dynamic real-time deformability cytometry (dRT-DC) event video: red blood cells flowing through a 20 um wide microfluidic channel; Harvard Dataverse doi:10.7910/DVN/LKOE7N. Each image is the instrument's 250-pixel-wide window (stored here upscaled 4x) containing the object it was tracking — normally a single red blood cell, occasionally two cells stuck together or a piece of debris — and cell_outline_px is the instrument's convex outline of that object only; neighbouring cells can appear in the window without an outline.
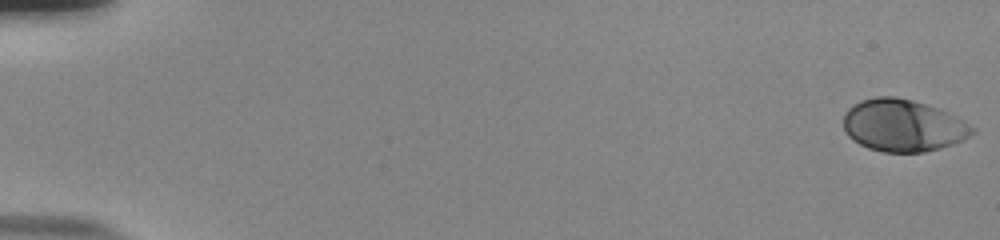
{"species": "human", "species_latin": "Homo sapiens", "temperature_condition": "room temperature", "stored_images_in_passage": 55, "camera_frame_rate_fps": 3000, "um_per_image_px": 0.085, "donor": {"sex": "male"}, "frame": {"image": 1, "passage_image": 1, "time_ms": 0.0, "image_size_px": [1000, 240], "cell_outline_px": [[976, 132], [964, 140], [940, 148], [924, 152], [884, 152], [868, 148], [852, 140], [848, 136], [844, 128], [844, 112], [852, 104], [860, 100], [876, 96], [896, 96], [912, 100], [948, 112], [964, 120], [976, 128]], "centroid_in_image_um": [76.76, 10.66], "position_along_channel_um": 8.2, "area_um2": 39.42}}
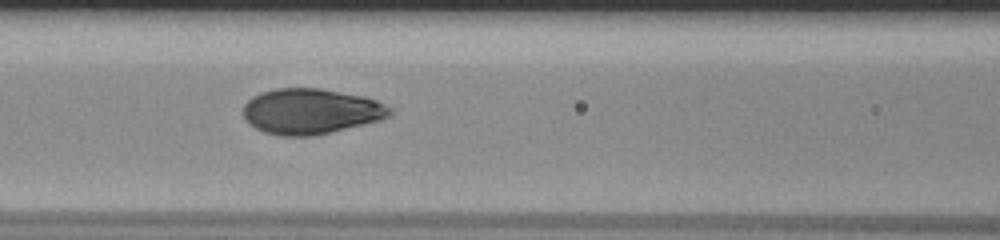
{"frame": {"image": 2, "passage_image": 26, "time_ms": 8.333, "image_size_px": [1000, 240], "cell_outline_px": [[392, 112], [388, 116], [380, 120], [312, 136], [280, 136], [264, 132], [256, 128], [244, 116], [244, 104], [252, 96], [260, 92], [276, 88], [320, 88], [364, 96], [376, 100], [392, 108]], "centroid_in_image_um": [26.41, 9.45], "position_along_channel_um": 140.2, "area_um2": 38.67}}
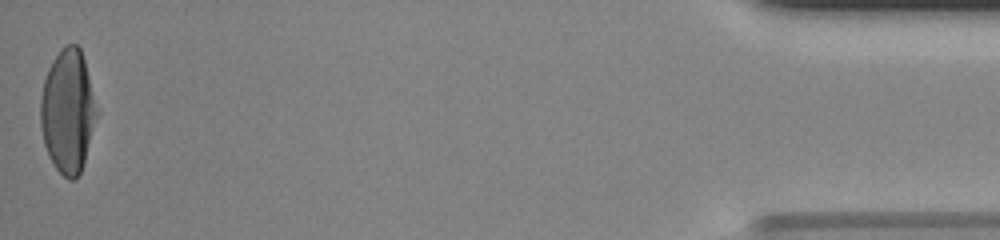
{"frame": {"image": 3, "passage_image": 55, "time_ms": 18.0, "image_size_px": [1000, 240], "cell_outline_px": [[100, 112], [84, 164], [80, 172], [72, 180], [68, 180], [56, 168], [48, 156], [44, 144], [40, 124], [40, 100], [44, 80], [48, 68], [52, 60], [60, 48], [68, 44], [76, 44], [80, 48], [84, 60]], "centroid_in_image_um": [5.79, 9.45], "position_along_channel_um": 429.4, "area_um2": 41.1}, "authors_computed_cell_mechanics": {"area_um2": 39.1884, "velocity_mm_per_s": 3.8466, "shape_relaxation_time_tau1_ms": 4.2008, "shape_relaxation_time_tau2_ms": null, "deformation_change_tau1": 0.1982, "deformation_change_tau2": null}}